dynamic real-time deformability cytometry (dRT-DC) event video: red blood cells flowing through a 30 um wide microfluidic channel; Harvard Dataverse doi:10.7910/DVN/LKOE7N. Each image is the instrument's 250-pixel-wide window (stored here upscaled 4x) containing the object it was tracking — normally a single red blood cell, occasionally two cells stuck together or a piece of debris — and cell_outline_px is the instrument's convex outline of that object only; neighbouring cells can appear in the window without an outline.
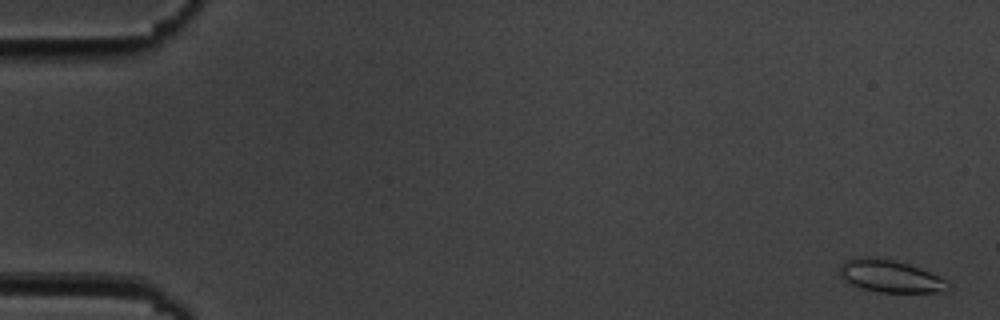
{"species": "common noctule bat (a hibernating species)", "species_latin": "Nyctalus noctula", "temperature_condition": "cold", "stored_images_in_passage": 6, "camera_frame_rate_fps": 3000, "um_per_image_px": 0.085, "animal": {"sex": "male", "body_mass_g": 19.5, "forearm_length_mm": 54.6}, "frame": {"image": 1, "passage_image": 1, "time_ms": 0.0, "image_size_px": [1000, 320], "cell_outline_px": [[952, 288], [944, 292], [880, 292], [864, 288], [852, 284], [844, 280], [840, 276], [840, 264], [844, 260], [856, 256], [872, 256], [892, 260], [908, 264], [920, 268], [940, 276], [952, 284]], "centroid_in_image_um": [75.69, 23.46], "position_along_channel_um": 9.3, "area_um2": 20.69}}
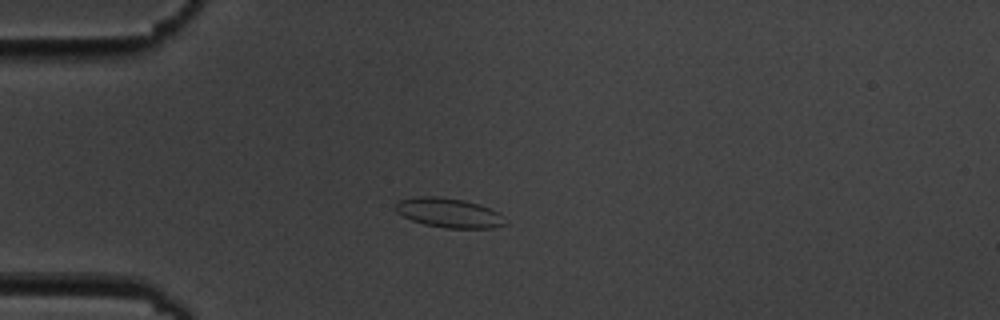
{"frame": {"image": 2, "passage_image": 5, "time_ms": 4.667, "image_size_px": [1000, 320], "cell_outline_px": [[508, 224], [496, 228], [444, 228], [424, 224], [412, 220], [396, 212], [396, 204], [400, 200], [416, 196], [440, 196], [464, 200], [500, 212]], "centroid_in_image_um": [38.19, 18.1], "position_along_channel_um": 46.8, "area_um2": 18.9}}